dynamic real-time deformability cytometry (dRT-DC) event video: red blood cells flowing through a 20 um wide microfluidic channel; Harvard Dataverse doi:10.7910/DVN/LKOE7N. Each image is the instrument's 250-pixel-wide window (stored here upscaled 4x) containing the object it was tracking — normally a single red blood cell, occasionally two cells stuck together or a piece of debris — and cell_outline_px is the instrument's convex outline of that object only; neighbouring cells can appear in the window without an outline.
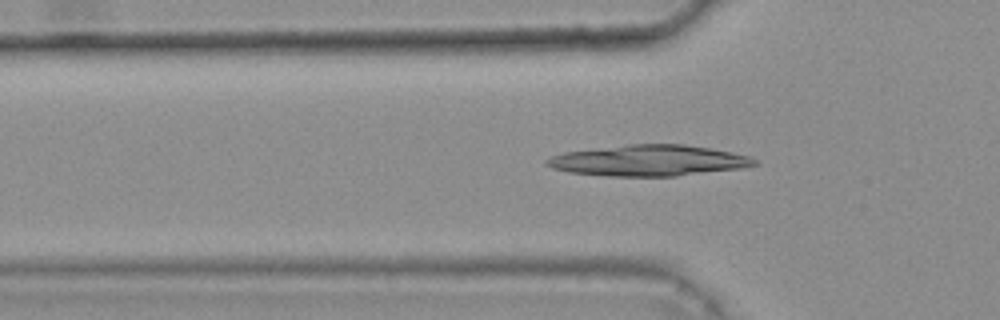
{"species": "common noctule bat (a hibernating species)", "species_latin": "Nyctalus noctula", "temperature_condition": "warm", "stored_images_in_passage": 44, "camera_frame_rate_fps": 3000, "um_per_image_px": 0.085, "animal": {"sex": "female", "body_mass_g": 25.1}, "frame": {"image": 1, "passage_image": 13, "time_ms": 4.0, "image_size_px": [1000, 320], "cell_outline_px": [[760, 164], [740, 168], [676, 176], [608, 176], [568, 172], [552, 168], [544, 164], [544, 160], [552, 156], [564, 152], [628, 144], [684, 144], [712, 148], [752, 156]], "centroid_in_image_um": [55.15, 13.64], "position_along_channel_um": 70.7, "area_um2": 37.63}}
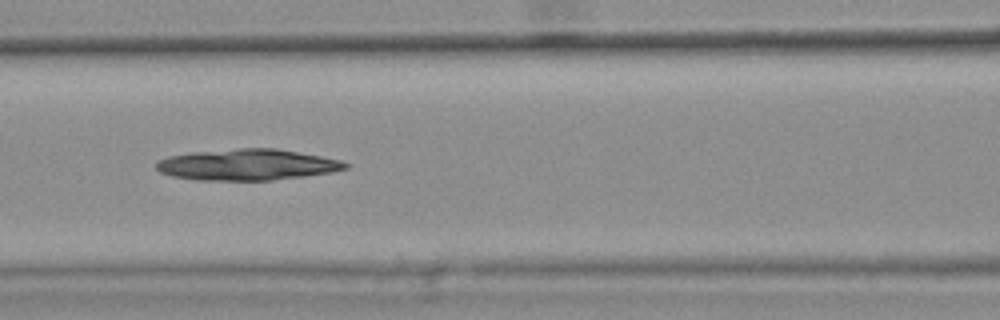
{"frame": {"image": 2, "passage_image": 19, "time_ms": 6.0, "image_size_px": [1000, 320], "cell_outline_px": [[352, 164], [348, 168], [332, 172], [304, 176], [272, 180], [196, 180], [172, 176], [160, 172], [156, 168], [156, 160], [168, 156], [192, 152], [240, 148], [276, 148], [320, 156], [340, 160]], "centroid_in_image_um": [21.01, 14.0], "position_along_channel_um": 145.6, "area_um2": 34.39}}
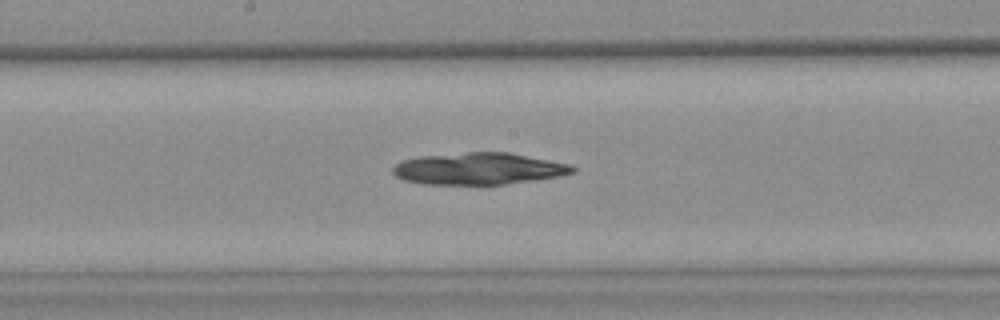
{"frame": {"image": 3, "passage_image": 24, "time_ms": 7.667, "image_size_px": [1000, 320], "cell_outline_px": [[576, 172], [560, 176], [504, 184], [424, 184], [404, 180], [396, 176], [392, 172], [392, 168], [400, 160], [420, 156], [468, 152], [508, 152], [572, 164], [576, 168]], "centroid_in_image_um": [40.69, 14.33], "position_along_channel_um": 207.5, "area_um2": 33.41}}